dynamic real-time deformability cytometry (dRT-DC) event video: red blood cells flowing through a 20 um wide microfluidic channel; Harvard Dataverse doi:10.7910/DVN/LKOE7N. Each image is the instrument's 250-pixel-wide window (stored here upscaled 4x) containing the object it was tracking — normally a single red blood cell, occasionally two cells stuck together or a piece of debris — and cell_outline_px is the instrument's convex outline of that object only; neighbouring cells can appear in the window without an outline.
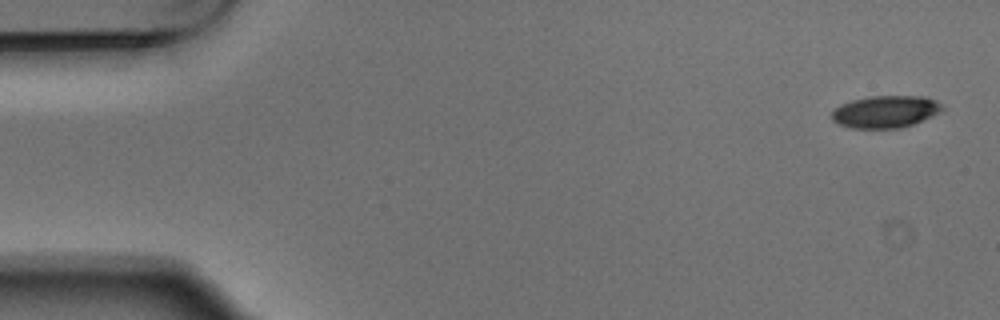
{"species": "Egyptian fruit bat (a non-hibernating species)", "species_latin": "Rousettus aegyptiacus", "temperature_condition": "warm", "stored_images_in_passage": 5, "camera_frame_rate_fps": 3000, "um_per_image_px": 0.085, "animal": {"sex": "male"}, "frame": {"image": 1, "passage_image": 1, "time_ms": 0.0, "image_size_px": [1000, 320], "cell_outline_px": [[944, 108], [940, 112], [932, 116], [912, 124], [900, 128], [852, 128], [836, 124], [832, 120], [832, 112], [840, 104], [852, 100], [868, 96], [924, 96], [936, 100], [944, 104]], "centroid_in_image_um": [75.27, 9.48], "position_along_channel_um": 9.7, "area_um2": 20.87}}
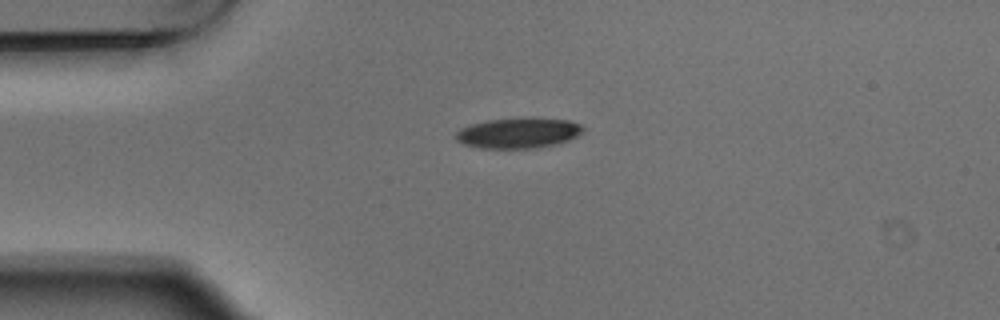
{"frame": {"image": 2, "passage_image": 4, "time_ms": 1.0, "image_size_px": [1000, 320], "cell_outline_px": [[584, 128], [576, 136], [568, 140], [556, 144], [536, 148], [480, 148], [464, 144], [456, 140], [456, 132], [460, 128], [472, 124], [488, 120], [568, 120], [580, 124]], "centroid_in_image_um": [44.01, 11.35], "position_along_channel_um": 41.0, "area_um2": 21.62}}